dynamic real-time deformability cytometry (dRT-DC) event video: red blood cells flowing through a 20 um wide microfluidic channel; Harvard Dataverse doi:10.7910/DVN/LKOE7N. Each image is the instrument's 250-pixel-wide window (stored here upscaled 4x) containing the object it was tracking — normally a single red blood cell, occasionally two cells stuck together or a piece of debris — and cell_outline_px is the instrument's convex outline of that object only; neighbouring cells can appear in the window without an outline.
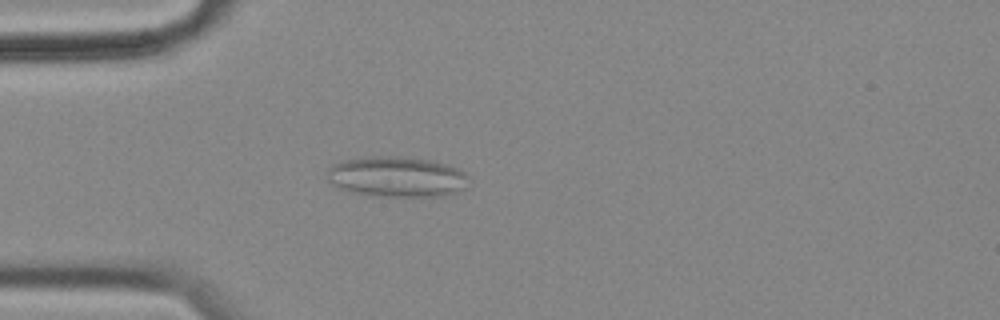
{"species": "common noctule bat (a hibernating species)", "species_latin": "Nyctalus noctula", "temperature_condition": "cold", "stored_images_in_passage": 45, "camera_frame_rate_fps": 3000, "um_per_image_px": 0.085, "animal": {"sex": "female", "body_mass_g": 18.4}, "frame": {"image": 1, "passage_image": 4, "time_ms": 1.0, "image_size_px": [1000, 320], "cell_outline_px": [[468, 176], [464, 188], [456, 192], [440, 196], [384, 196], [356, 192], [340, 188], [332, 184], [328, 180], [328, 172], [332, 164], [344, 160], [364, 156], [400, 156], [432, 160], [460, 168]], "centroid_in_image_um": [33.74, 15.0], "position_along_channel_um": 51.3, "area_um2": 33.23}}
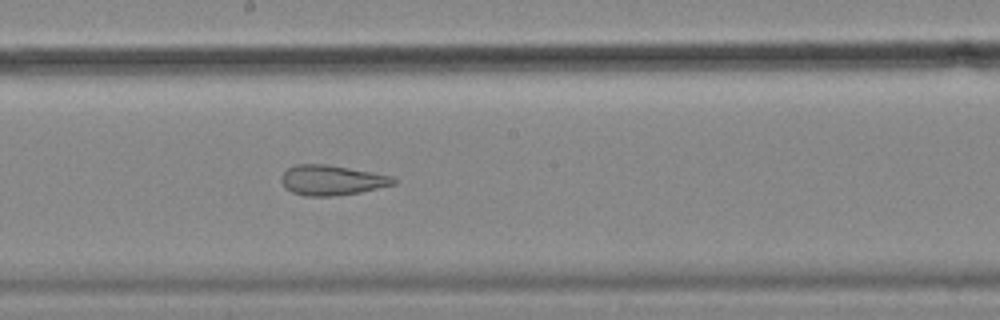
{"frame": {"image": 2, "passage_image": 19, "time_ms": 6.0, "image_size_px": [1000, 320], "cell_outline_px": [[396, 184], [360, 192], [332, 196], [304, 196], [292, 192], [284, 188], [280, 180], [280, 176], [288, 168], [296, 164], [324, 164], [372, 172], [392, 176], [396, 180]], "centroid_in_image_um": [28.16, 15.32], "position_along_channel_um": 220.0, "area_um2": 19.65}}
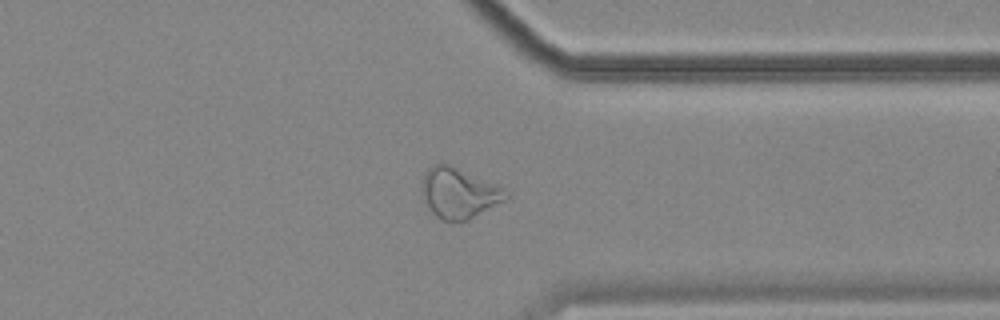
{"frame": {"image": 3, "passage_image": 32, "time_ms": 10.333, "image_size_px": [1000, 320], "cell_outline_px": [[512, 196], [468, 220], [440, 220], [428, 208], [420, 192], [420, 184], [424, 172], [432, 164], [452, 164], [496, 184], [504, 188]], "centroid_in_image_um": [38.98, 16.38], "position_along_channel_um": 372.4, "area_um2": 25.03}, "authors_computed_cell_mechanics": {"area_um2": 25.0274, "velocity_mm_per_s": 3.5662, "shape_relaxation_time_tau1_ms": null, "shape_relaxation_time_tau2_ms": 2.713, "deformation_change_tau1": null, "deformation_change_tau2": 0.1115}}